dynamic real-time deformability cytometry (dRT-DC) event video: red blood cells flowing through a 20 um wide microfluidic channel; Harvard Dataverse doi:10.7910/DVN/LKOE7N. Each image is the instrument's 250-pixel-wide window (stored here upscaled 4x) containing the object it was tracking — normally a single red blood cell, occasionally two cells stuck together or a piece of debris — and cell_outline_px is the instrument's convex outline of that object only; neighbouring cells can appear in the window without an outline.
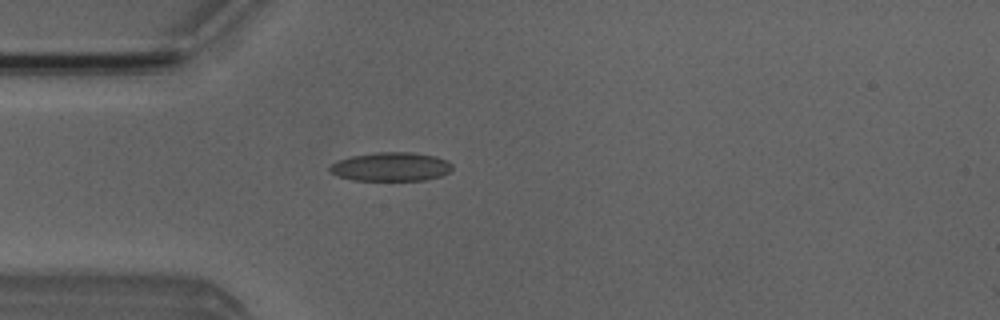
{"species": "Egyptian fruit bat (a non-hibernating species)", "species_latin": "Rousettus aegyptiacus", "temperature_condition": "room temperature", "stored_images_in_passage": 2, "camera_frame_rate_fps": 3000, "um_per_image_px": 0.085, "animal": {"sex": "male"}, "frame": {"image": 1, "passage_image": 2, "time_ms": 1.0, "image_size_px": [1000, 320], "cell_outline_px": [[452, 168], [448, 172], [440, 176], [424, 180], [352, 180], [340, 176], [332, 172], [328, 168], [336, 160], [352, 156], [376, 152], [412, 152], [436, 156], [448, 160], [452, 164]], "centroid_in_image_um": [33.25, 14.16], "position_along_channel_um": 51.8, "area_um2": 20.52}}